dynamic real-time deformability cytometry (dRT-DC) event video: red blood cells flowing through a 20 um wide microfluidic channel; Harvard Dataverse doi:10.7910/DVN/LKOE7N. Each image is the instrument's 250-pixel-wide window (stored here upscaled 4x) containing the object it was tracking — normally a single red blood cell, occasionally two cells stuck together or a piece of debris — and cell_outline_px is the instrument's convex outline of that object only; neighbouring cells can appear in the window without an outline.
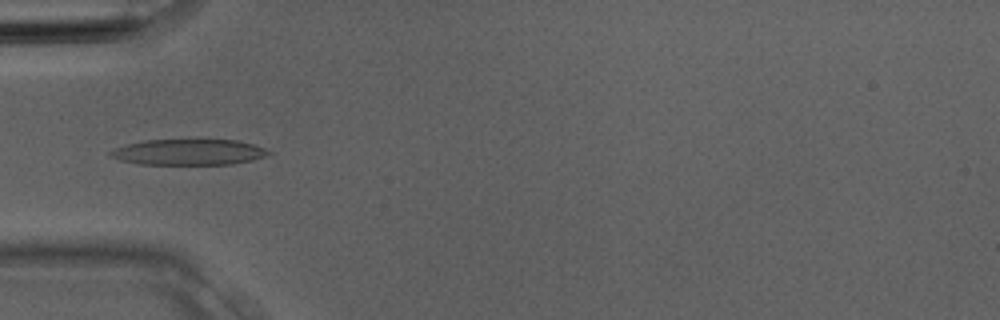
{"species": "Egyptian fruit bat (a non-hibernating species)", "species_latin": "Rousettus aegyptiacus", "temperature_condition": "room temperature", "stored_images_in_passage": 2, "camera_frame_rate_fps": 3000, "um_per_image_px": 0.085, "animal": {"sex": "male"}, "frame": {"image": 1, "passage_image": 2, "time_ms": 0.333, "image_size_px": [1000, 320], "cell_outline_px": [[272, 152], [264, 156], [252, 160], [232, 164], [140, 164], [120, 160], [108, 156], [108, 152], [116, 148], [128, 144], [144, 140], [200, 136], [236, 140], [252, 144], [264, 148]], "centroid_in_image_um": [16.03, 12.87], "position_along_channel_um": 69.0, "area_um2": 24.91}}